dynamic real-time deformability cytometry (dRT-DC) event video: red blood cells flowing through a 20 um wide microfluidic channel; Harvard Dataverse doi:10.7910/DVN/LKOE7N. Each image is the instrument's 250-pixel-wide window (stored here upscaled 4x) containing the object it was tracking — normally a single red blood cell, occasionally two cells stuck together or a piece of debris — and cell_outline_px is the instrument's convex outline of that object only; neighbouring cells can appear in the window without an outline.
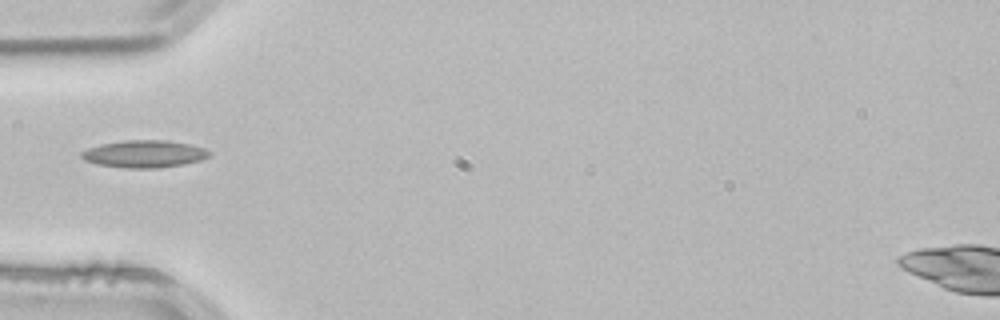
{"species": "common noctule bat (a hibernating species)", "species_latin": "Nyctalus noctula", "temperature_condition": "room temperature", "stored_images_in_passage": 3, "camera_frame_rate_fps": 3000, "um_per_image_px": 0.085, "animal": {"sex": "male", "body_mass_g": 21.5, "forearm_length_mm": 52.0}, "frame": {"image": 1, "passage_image": 1, "time_ms": 0.0, "image_size_px": [1000, 320], "cell_outline_px": [[212, 152], [208, 156], [200, 160], [184, 164], [160, 168], [124, 168], [96, 164], [84, 160], [80, 156], [80, 152], [88, 148], [100, 144], [124, 140], [168, 140], [188, 144], [204, 148]], "centroid_in_image_um": [12.23, 13.08], "position_along_channel_um": 72.8, "area_um2": 20.46}}